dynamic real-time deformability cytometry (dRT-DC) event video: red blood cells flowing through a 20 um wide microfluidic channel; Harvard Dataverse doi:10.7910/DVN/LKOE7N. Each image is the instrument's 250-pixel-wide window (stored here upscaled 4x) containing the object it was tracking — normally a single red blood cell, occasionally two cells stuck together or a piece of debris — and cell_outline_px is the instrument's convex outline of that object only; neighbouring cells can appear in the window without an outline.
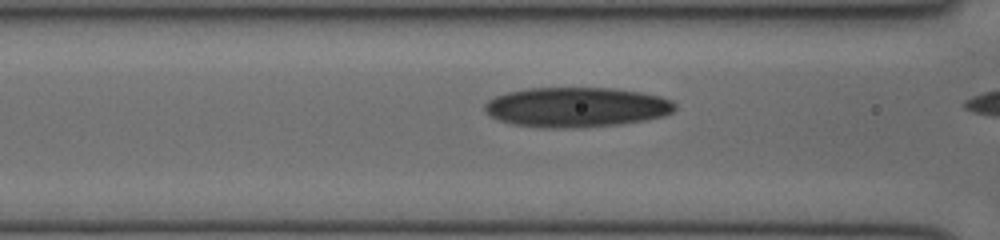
{"species": "human", "species_latin": "Homo sapiens", "temperature_condition": "cold", "stored_images_in_passage": 30, "camera_frame_rate_fps": 3000, "um_per_image_px": 0.085, "donor": {"sex": "female"}, "frame": {"image": 1, "passage_image": 11, "time_ms": 3.333, "image_size_px": [1000, 240], "cell_outline_px": [[676, 108], [672, 112], [664, 116], [644, 120], [616, 124], [564, 128], [544, 128], [512, 124], [488, 116], [484, 112], [484, 104], [488, 100], [496, 96], [508, 92], [528, 88], [612, 88], [640, 92], [660, 96], [672, 100], [676, 104]], "centroid_in_image_um": [48.97, 9.1], "position_along_channel_um": 117.6, "area_um2": 44.16}}
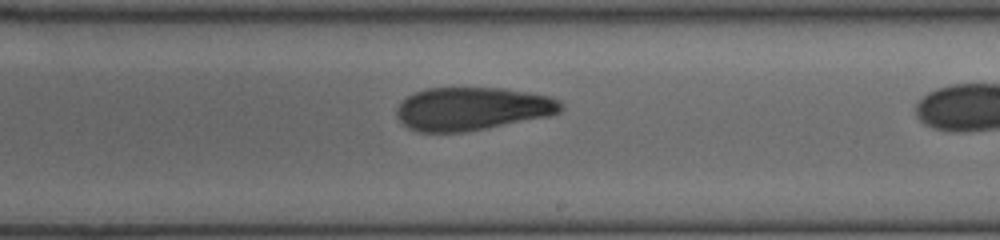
{"frame": {"image": 2, "passage_image": 20, "time_ms": 6.333, "image_size_px": [1000, 240], "cell_outline_px": [[564, 108], [560, 112], [548, 116], [488, 128], [464, 132], [420, 132], [408, 128], [396, 116], [396, 108], [408, 96], [416, 92], [428, 88], [504, 88], [548, 96], [560, 100], [564, 104]], "centroid_in_image_um": [40.15, 9.25], "position_along_channel_um": 248.8, "area_um2": 41.21}}
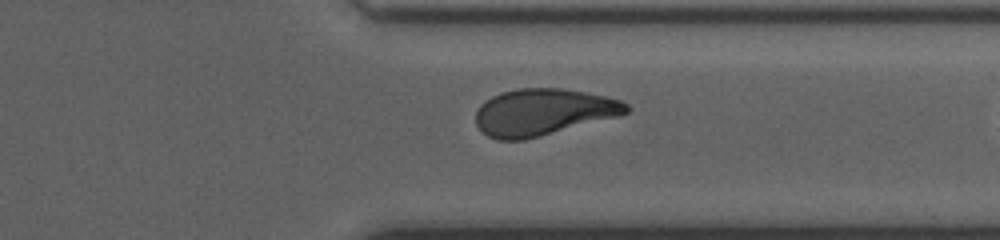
{"frame": {"image": 3, "passage_image": 28, "time_ms": 9.0, "image_size_px": [1000, 240], "cell_outline_px": [[632, 108], [628, 112], [620, 116], [524, 140], [496, 140], [488, 136], [476, 124], [476, 112], [480, 104], [484, 100], [500, 92], [520, 88], [560, 88], [584, 92], [604, 96], [620, 100], [628, 104]], "centroid_in_image_um": [46.17, 9.53], "position_along_channel_um": 365.2, "area_um2": 41.04}}